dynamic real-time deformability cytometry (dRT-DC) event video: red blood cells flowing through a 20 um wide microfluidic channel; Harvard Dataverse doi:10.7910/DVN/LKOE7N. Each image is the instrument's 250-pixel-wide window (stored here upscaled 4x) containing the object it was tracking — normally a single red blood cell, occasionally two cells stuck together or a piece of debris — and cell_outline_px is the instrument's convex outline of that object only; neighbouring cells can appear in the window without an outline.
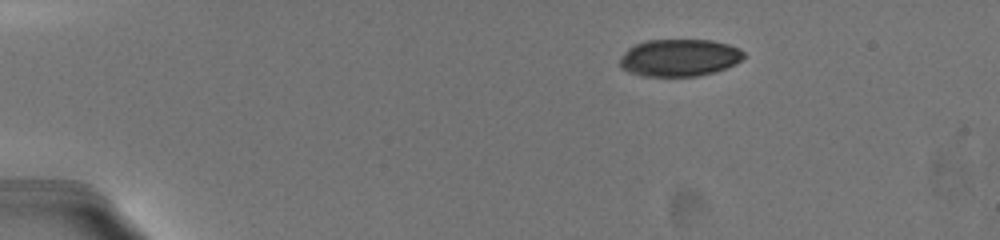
{"species": "common noctule bat (a hibernating species)", "species_latin": "Nyctalus noctula", "temperature_condition": "warm", "stored_images_in_passage": 42, "camera_frame_rate_fps": 3000, "um_per_image_px": 0.085, "animal": {"sex": "female", "body_mass_g": 19.5, "forearm_length_mm": 54.1}, "frame": {"image": 1, "passage_image": 1, "time_ms": 0.0, "image_size_px": [1000, 240], "cell_outline_px": [[744, 56], [736, 64], [712, 72], [696, 76], [640, 76], [628, 72], [620, 68], [620, 56], [628, 48], [636, 44], [648, 40], [712, 40], [728, 44], [740, 48], [744, 52]], "centroid_in_image_um": [57.72, 4.9], "position_along_channel_um": 27.3, "area_um2": 26.93}}
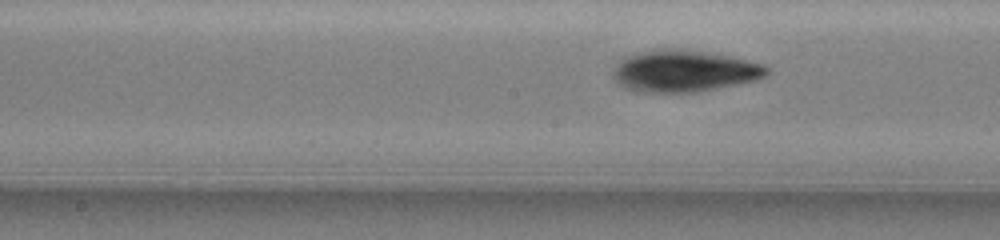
{"frame": {"image": 2, "passage_image": 17, "time_ms": 7.0, "image_size_px": [1000, 240], "cell_outline_px": [[772, 72], [768, 76], [756, 80], [700, 92], [636, 92], [624, 88], [616, 84], [612, 76], [612, 72], [616, 64], [624, 56], [644, 52], [708, 52], [748, 60], [764, 64]], "centroid_in_image_um": [58.17, 6.1], "position_along_channel_um": 190.0, "area_um2": 36.76}}
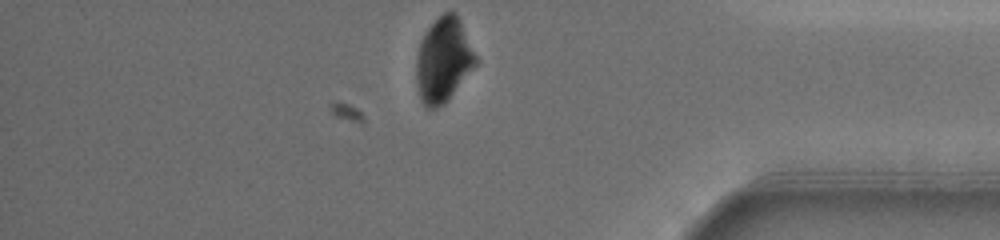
{"frame": {"image": 3, "passage_image": 42, "time_ms": 13.333, "image_size_px": [1000, 240], "cell_outline_px": [[480, 60], [448, 100], [444, 104], [436, 108], [428, 108], [420, 100], [416, 84], [416, 56], [420, 40], [424, 32], [444, 12], [456, 12]], "centroid_in_image_um": [37.7, 5.11], "position_along_channel_um": 397.5, "area_um2": 29.59}}